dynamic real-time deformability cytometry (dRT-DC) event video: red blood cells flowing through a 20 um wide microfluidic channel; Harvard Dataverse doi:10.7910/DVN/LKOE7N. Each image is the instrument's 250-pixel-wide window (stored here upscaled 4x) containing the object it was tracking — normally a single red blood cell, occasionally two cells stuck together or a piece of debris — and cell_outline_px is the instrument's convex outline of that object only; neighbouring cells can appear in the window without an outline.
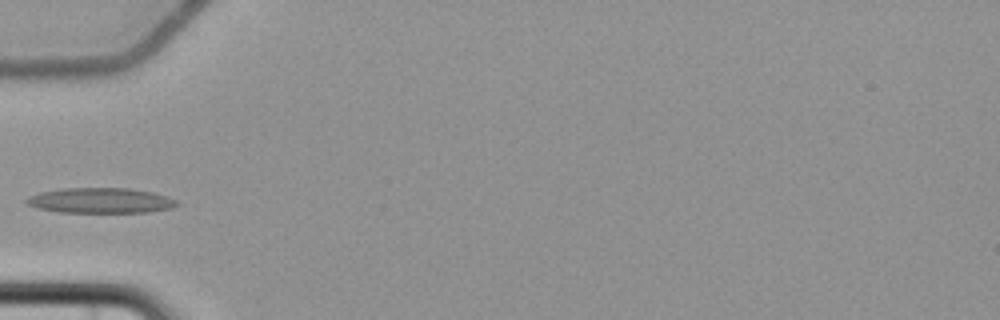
{"species": "common noctule bat (a hibernating species)", "species_latin": "Nyctalus noctula", "temperature_condition": "cold", "stored_images_in_passage": 5, "camera_frame_rate_fps": 3000, "um_per_image_px": 0.085, "animal": {"sex": "female", "body_mass_g": 22.7, "forearm_length_mm": 54.2}, "frame": {"image": 1, "passage_image": 5, "time_ms": 5.333, "image_size_px": [1000, 320], "cell_outline_px": [[180, 204], [172, 208], [148, 212], [60, 212], [40, 208], [28, 204], [24, 200], [28, 196], [40, 192], [64, 188], [128, 188], [152, 192], [168, 196], [176, 200]], "centroid_in_image_um": [8.58, 17.04], "position_along_channel_um": 76.4, "area_um2": 22.08}}